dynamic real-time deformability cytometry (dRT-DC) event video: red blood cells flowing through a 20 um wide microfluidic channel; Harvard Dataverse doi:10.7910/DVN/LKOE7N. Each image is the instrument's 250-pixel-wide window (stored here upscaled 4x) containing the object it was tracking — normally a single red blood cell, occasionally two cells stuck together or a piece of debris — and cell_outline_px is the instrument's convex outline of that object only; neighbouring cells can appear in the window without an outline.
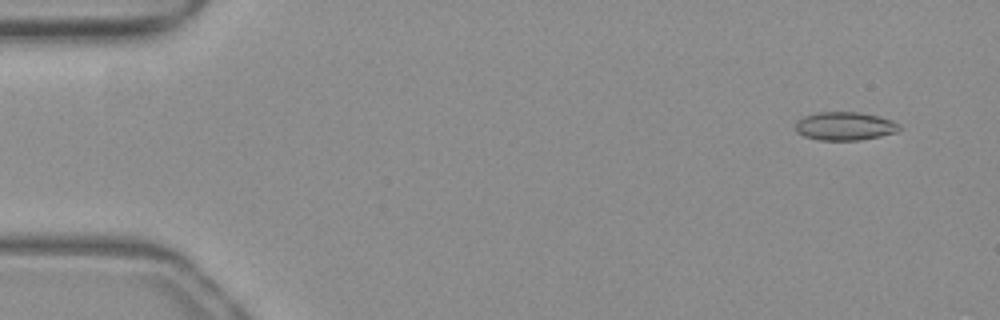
{"species": "common noctule bat (a hibernating species)", "species_latin": "Nyctalus noctula", "temperature_condition": "warm", "stored_images_in_passage": 52, "camera_frame_rate_fps": 3000, "um_per_image_px": 0.085, "animal": {"sex": "female", "body_mass_g": 19.3, "forearm_length_mm": 54.1}, "frame": {"image": 1, "passage_image": 4, "time_ms": 1.0, "image_size_px": [1000, 320], "cell_outline_px": [[900, 132], [860, 140], [820, 140], [804, 136], [796, 132], [796, 124], [804, 116], [816, 112], [860, 112], [892, 120], [900, 124]], "centroid_in_image_um": [71.84, 10.72], "position_along_channel_um": 13.2, "area_um2": 17.17}}
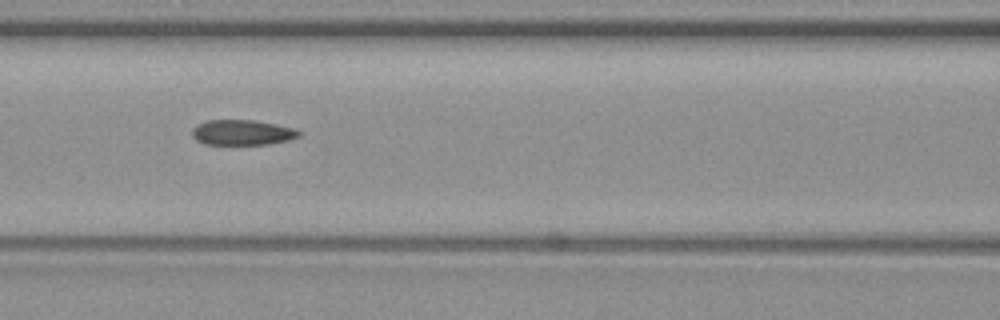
{"frame": {"image": 2, "passage_image": 23, "time_ms": 7.333, "image_size_px": [1000, 320], "cell_outline_px": [[300, 136], [292, 140], [268, 144], [204, 144], [196, 140], [192, 136], [192, 128], [196, 124], [208, 120], [256, 120], [296, 128], [300, 132]], "centroid_in_image_um": [20.61, 11.26], "position_along_channel_um": 146.0, "area_um2": 15.95}}
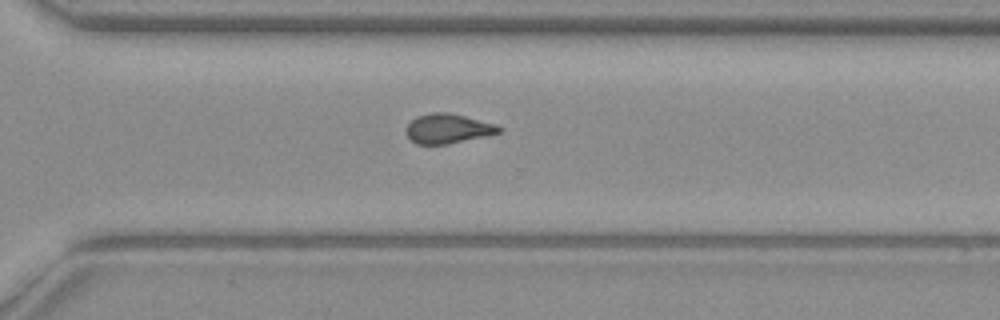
{"frame": {"image": 3, "passage_image": 37, "time_ms": 12.0, "image_size_px": [1000, 320], "cell_outline_px": [[504, 128], [500, 132], [488, 136], [448, 144], [416, 144], [404, 132], [408, 124], [416, 116], [432, 112], [448, 112], [496, 124]], "centroid_in_image_um": [38.08, 10.93], "position_along_channel_um": 332.5, "area_um2": 16.13}, "authors_computed_cell_mechanics": {"area_um2": 16.3285, "velocity_mm_per_s": 4.0085, "shape_relaxation_time_tau1_ms": null, "shape_relaxation_time_tau2_ms": 3.0556, "deformation_change_tau1": null, "deformation_change_tau2": 0.0928}}